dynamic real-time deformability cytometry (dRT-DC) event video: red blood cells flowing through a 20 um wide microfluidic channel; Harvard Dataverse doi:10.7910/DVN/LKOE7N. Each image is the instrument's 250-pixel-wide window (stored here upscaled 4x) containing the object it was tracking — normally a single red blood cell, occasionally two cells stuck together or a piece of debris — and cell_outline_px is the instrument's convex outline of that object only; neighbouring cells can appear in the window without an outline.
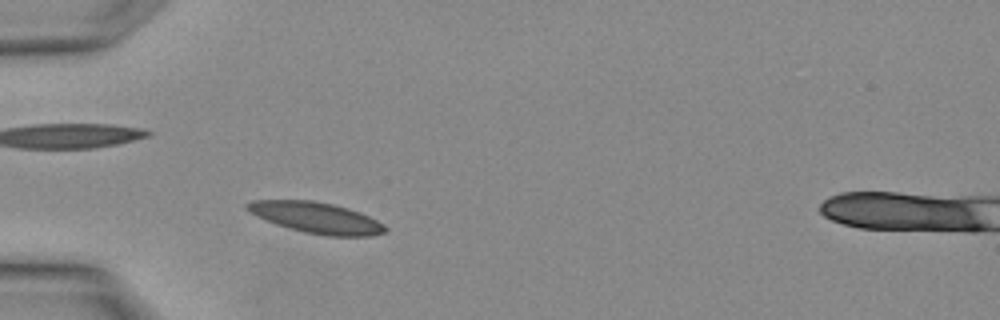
{"species": "Egyptian fruit bat (a non-hibernating species)", "species_latin": "Rousettus aegyptiacus", "temperature_condition": "warm", "stored_images_in_passage": 2, "camera_frame_rate_fps": 3000, "um_per_image_px": 0.085, "animal": {"sex": "female"}, "frame": {"image": 1, "passage_image": 1, "time_ms": 0.0, "image_size_px": [1000, 320], "cell_outline_px": [[388, 228], [384, 232], [372, 236], [324, 236], [304, 232], [276, 224], [244, 208], [244, 204], [252, 200], [312, 200], [332, 204], [348, 208], [360, 212], [384, 224]], "centroid_in_image_um": [26.92, 18.5], "position_along_channel_um": 58.1, "area_um2": 24.74}}